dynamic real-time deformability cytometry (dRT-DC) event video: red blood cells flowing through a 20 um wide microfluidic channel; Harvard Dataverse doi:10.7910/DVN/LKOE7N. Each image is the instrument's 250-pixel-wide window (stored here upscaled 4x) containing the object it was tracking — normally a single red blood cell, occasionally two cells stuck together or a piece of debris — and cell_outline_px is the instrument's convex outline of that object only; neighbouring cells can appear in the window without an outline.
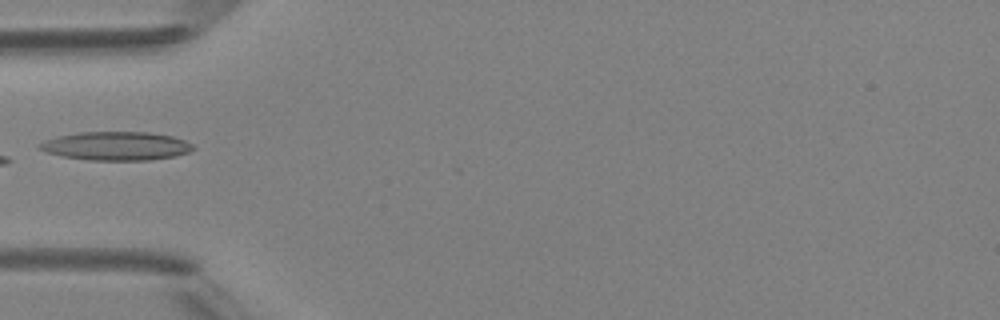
{"species": "Egyptian fruit bat (a non-hibernating species)", "species_latin": "Rousettus aegyptiacus", "temperature_condition": "room temperature", "stored_images_in_passage": 5, "camera_frame_rate_fps": 3000, "um_per_image_px": 0.085, "animal": {"sex": "female"}, "frame": {"image": 1, "passage_image": 5, "time_ms": 5.333, "image_size_px": [1000, 320], "cell_outline_px": [[196, 148], [188, 152], [176, 156], [148, 160], [88, 160], [64, 156], [48, 152], [40, 148], [36, 144], [60, 136], [80, 132], [148, 132], [172, 136], [184, 140], [192, 144]], "centroid_in_image_um": [9.93, 12.41], "position_along_channel_um": 75.1, "area_um2": 25.32}}